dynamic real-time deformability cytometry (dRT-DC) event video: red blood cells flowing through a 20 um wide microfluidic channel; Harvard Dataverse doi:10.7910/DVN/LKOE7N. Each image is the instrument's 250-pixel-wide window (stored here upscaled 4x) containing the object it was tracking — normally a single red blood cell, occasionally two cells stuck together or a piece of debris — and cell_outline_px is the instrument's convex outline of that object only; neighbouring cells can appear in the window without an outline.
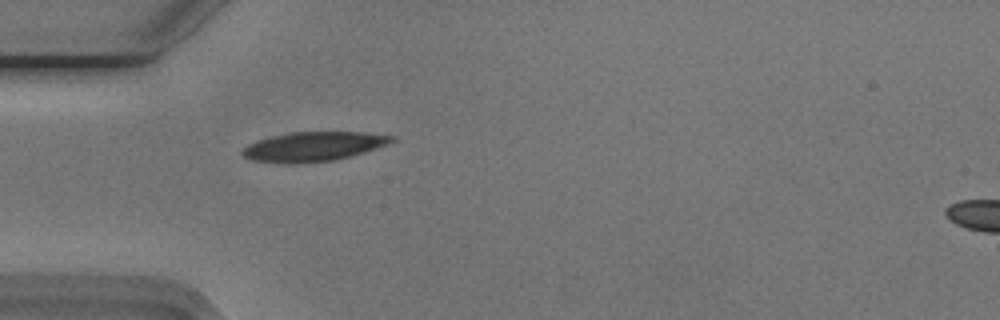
{"species": "Egyptian fruit bat (a non-hibernating species)", "species_latin": "Rousettus aegyptiacus", "temperature_condition": "cold", "stored_images_in_passage": 24, "camera_frame_rate_fps": 3000, "um_per_image_px": 0.085, "animal": {"sex": "male"}, "frame": {"image": 1, "passage_image": 1, "time_ms": 0.0, "image_size_px": [1000, 320], "cell_outline_px": [[396, 140], [392, 144], [352, 156], [336, 160], [292, 164], [288, 164], [252, 160], [244, 156], [240, 152], [248, 144], [256, 140], [272, 136], [292, 132], [364, 132], [396, 136]], "centroid_in_image_um": [26.7, 12.46], "position_along_channel_um": 58.3, "area_um2": 25.95}}
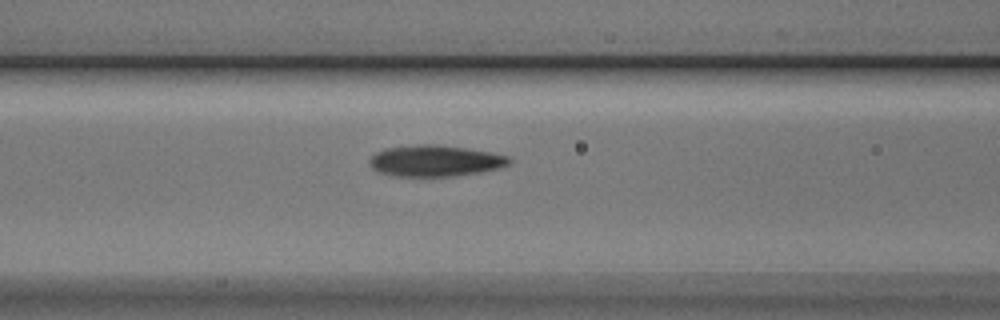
{"frame": {"image": 2, "passage_image": 7, "time_ms": 2.0, "image_size_px": [1000, 320], "cell_outline_px": [[512, 164], [500, 168], [480, 172], [456, 176], [392, 176], [380, 172], [372, 168], [368, 164], [368, 160], [376, 152], [384, 148], [420, 144], [436, 144], [464, 148], [488, 152], [508, 156], [512, 160]], "centroid_in_image_um": [36.98, 13.67], "position_along_channel_um": 129.6, "area_um2": 25.55}}
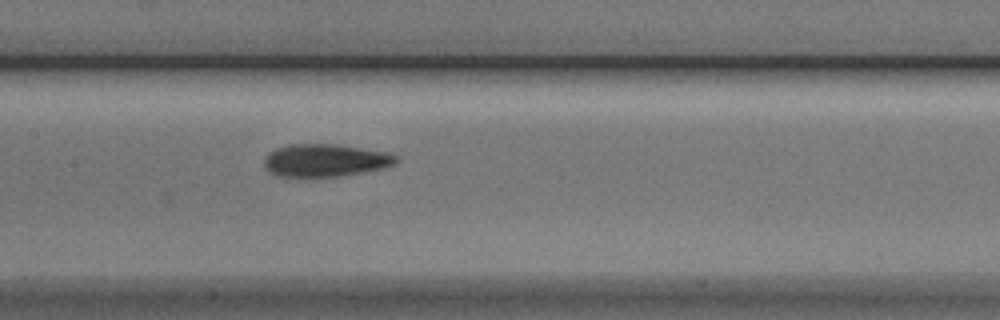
{"frame": {"image": 3, "passage_image": 11, "time_ms": 3.333, "image_size_px": [1000, 320], "cell_outline_px": [[400, 160], [396, 164], [384, 168], [364, 172], [340, 176], [304, 180], [276, 176], [268, 172], [264, 164], [264, 156], [268, 152], [276, 148], [292, 144], [336, 144], [384, 152], [400, 156]], "centroid_in_image_um": [27.59, 13.68], "position_along_channel_um": 179.8, "area_um2": 26.13}}